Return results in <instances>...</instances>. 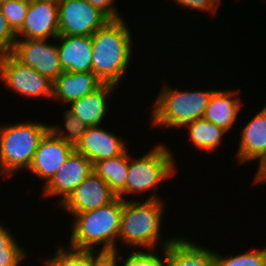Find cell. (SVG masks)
I'll return each instance as SVG.
<instances>
[{"label": "cell", "mask_w": 266, "mask_h": 266, "mask_svg": "<svg viewBox=\"0 0 266 266\" xmlns=\"http://www.w3.org/2000/svg\"><path fill=\"white\" fill-rule=\"evenodd\" d=\"M124 19H110L91 36L92 73L105 84H120L132 59V35Z\"/></svg>", "instance_id": "1"}, {"label": "cell", "mask_w": 266, "mask_h": 266, "mask_svg": "<svg viewBox=\"0 0 266 266\" xmlns=\"http://www.w3.org/2000/svg\"><path fill=\"white\" fill-rule=\"evenodd\" d=\"M123 200L117 197L110 204L74 215L69 246L75 250H118Z\"/></svg>", "instance_id": "2"}, {"label": "cell", "mask_w": 266, "mask_h": 266, "mask_svg": "<svg viewBox=\"0 0 266 266\" xmlns=\"http://www.w3.org/2000/svg\"><path fill=\"white\" fill-rule=\"evenodd\" d=\"M163 202L154 192L144 201L123 200L118 241L125 246H133L135 250H156L161 239Z\"/></svg>", "instance_id": "3"}, {"label": "cell", "mask_w": 266, "mask_h": 266, "mask_svg": "<svg viewBox=\"0 0 266 266\" xmlns=\"http://www.w3.org/2000/svg\"><path fill=\"white\" fill-rule=\"evenodd\" d=\"M49 125L25 121L0 125V176L29 169L40 141Z\"/></svg>", "instance_id": "4"}, {"label": "cell", "mask_w": 266, "mask_h": 266, "mask_svg": "<svg viewBox=\"0 0 266 266\" xmlns=\"http://www.w3.org/2000/svg\"><path fill=\"white\" fill-rule=\"evenodd\" d=\"M212 90L178 91L163 86L153 104L151 121L157 127L177 128L204 117Z\"/></svg>", "instance_id": "5"}, {"label": "cell", "mask_w": 266, "mask_h": 266, "mask_svg": "<svg viewBox=\"0 0 266 266\" xmlns=\"http://www.w3.org/2000/svg\"><path fill=\"white\" fill-rule=\"evenodd\" d=\"M173 152L167 146L156 145L143 156L132 160L129 155L126 194H142L175 174Z\"/></svg>", "instance_id": "6"}, {"label": "cell", "mask_w": 266, "mask_h": 266, "mask_svg": "<svg viewBox=\"0 0 266 266\" xmlns=\"http://www.w3.org/2000/svg\"><path fill=\"white\" fill-rule=\"evenodd\" d=\"M0 80L26 98H52L53 81L22 64L12 54L0 59Z\"/></svg>", "instance_id": "7"}, {"label": "cell", "mask_w": 266, "mask_h": 266, "mask_svg": "<svg viewBox=\"0 0 266 266\" xmlns=\"http://www.w3.org/2000/svg\"><path fill=\"white\" fill-rule=\"evenodd\" d=\"M59 35L92 36L110 18L87 0L58 3Z\"/></svg>", "instance_id": "8"}, {"label": "cell", "mask_w": 266, "mask_h": 266, "mask_svg": "<svg viewBox=\"0 0 266 266\" xmlns=\"http://www.w3.org/2000/svg\"><path fill=\"white\" fill-rule=\"evenodd\" d=\"M48 39H16L12 55L22 64L55 81L63 72L57 44Z\"/></svg>", "instance_id": "9"}, {"label": "cell", "mask_w": 266, "mask_h": 266, "mask_svg": "<svg viewBox=\"0 0 266 266\" xmlns=\"http://www.w3.org/2000/svg\"><path fill=\"white\" fill-rule=\"evenodd\" d=\"M59 36L58 3L30 0L22 29L16 39H53Z\"/></svg>", "instance_id": "10"}, {"label": "cell", "mask_w": 266, "mask_h": 266, "mask_svg": "<svg viewBox=\"0 0 266 266\" xmlns=\"http://www.w3.org/2000/svg\"><path fill=\"white\" fill-rule=\"evenodd\" d=\"M118 196L94 171L60 204L73 216L106 206Z\"/></svg>", "instance_id": "11"}, {"label": "cell", "mask_w": 266, "mask_h": 266, "mask_svg": "<svg viewBox=\"0 0 266 266\" xmlns=\"http://www.w3.org/2000/svg\"><path fill=\"white\" fill-rule=\"evenodd\" d=\"M74 151L75 146L49 130L40 141L28 171L43 179L46 185Z\"/></svg>", "instance_id": "12"}, {"label": "cell", "mask_w": 266, "mask_h": 266, "mask_svg": "<svg viewBox=\"0 0 266 266\" xmlns=\"http://www.w3.org/2000/svg\"><path fill=\"white\" fill-rule=\"evenodd\" d=\"M92 162L74 151L53 178L44 185L43 196L62 195L64 201L91 173Z\"/></svg>", "instance_id": "13"}, {"label": "cell", "mask_w": 266, "mask_h": 266, "mask_svg": "<svg viewBox=\"0 0 266 266\" xmlns=\"http://www.w3.org/2000/svg\"><path fill=\"white\" fill-rule=\"evenodd\" d=\"M160 241L164 253L162 266H216L213 250L198 246L187 238L173 237Z\"/></svg>", "instance_id": "14"}, {"label": "cell", "mask_w": 266, "mask_h": 266, "mask_svg": "<svg viewBox=\"0 0 266 266\" xmlns=\"http://www.w3.org/2000/svg\"><path fill=\"white\" fill-rule=\"evenodd\" d=\"M125 141L101 125L88 127L75 151L87 157L92 164L121 155L126 150Z\"/></svg>", "instance_id": "15"}, {"label": "cell", "mask_w": 266, "mask_h": 266, "mask_svg": "<svg viewBox=\"0 0 266 266\" xmlns=\"http://www.w3.org/2000/svg\"><path fill=\"white\" fill-rule=\"evenodd\" d=\"M55 40L63 71L92 72L91 36L59 35Z\"/></svg>", "instance_id": "16"}, {"label": "cell", "mask_w": 266, "mask_h": 266, "mask_svg": "<svg viewBox=\"0 0 266 266\" xmlns=\"http://www.w3.org/2000/svg\"><path fill=\"white\" fill-rule=\"evenodd\" d=\"M236 159L239 164L260 159L266 154V106L243 127Z\"/></svg>", "instance_id": "17"}, {"label": "cell", "mask_w": 266, "mask_h": 266, "mask_svg": "<svg viewBox=\"0 0 266 266\" xmlns=\"http://www.w3.org/2000/svg\"><path fill=\"white\" fill-rule=\"evenodd\" d=\"M103 82L92 72L63 71L53 82L52 98L70 104L97 90Z\"/></svg>", "instance_id": "18"}, {"label": "cell", "mask_w": 266, "mask_h": 266, "mask_svg": "<svg viewBox=\"0 0 266 266\" xmlns=\"http://www.w3.org/2000/svg\"><path fill=\"white\" fill-rule=\"evenodd\" d=\"M116 87L118 86L103 83L97 90L72 101L68 110L87 127L100 126L108 110L107 98Z\"/></svg>", "instance_id": "19"}, {"label": "cell", "mask_w": 266, "mask_h": 266, "mask_svg": "<svg viewBox=\"0 0 266 266\" xmlns=\"http://www.w3.org/2000/svg\"><path fill=\"white\" fill-rule=\"evenodd\" d=\"M237 90H215L209 99L204 119L229 132L237 122L240 107V98ZM237 97V98H236Z\"/></svg>", "instance_id": "20"}, {"label": "cell", "mask_w": 266, "mask_h": 266, "mask_svg": "<svg viewBox=\"0 0 266 266\" xmlns=\"http://www.w3.org/2000/svg\"><path fill=\"white\" fill-rule=\"evenodd\" d=\"M126 149L121 155L97 161L93 171L99 175L110 189L122 200L126 195V179L128 173L129 154Z\"/></svg>", "instance_id": "21"}, {"label": "cell", "mask_w": 266, "mask_h": 266, "mask_svg": "<svg viewBox=\"0 0 266 266\" xmlns=\"http://www.w3.org/2000/svg\"><path fill=\"white\" fill-rule=\"evenodd\" d=\"M189 130V139L198 149L212 152L223 141L227 131L212 122L201 118L185 125Z\"/></svg>", "instance_id": "22"}, {"label": "cell", "mask_w": 266, "mask_h": 266, "mask_svg": "<svg viewBox=\"0 0 266 266\" xmlns=\"http://www.w3.org/2000/svg\"><path fill=\"white\" fill-rule=\"evenodd\" d=\"M21 247L9 229L0 224V266H20L26 257Z\"/></svg>", "instance_id": "23"}, {"label": "cell", "mask_w": 266, "mask_h": 266, "mask_svg": "<svg viewBox=\"0 0 266 266\" xmlns=\"http://www.w3.org/2000/svg\"><path fill=\"white\" fill-rule=\"evenodd\" d=\"M64 118V126L66 127V130L56 125H50L49 130L56 137L61 138L62 140L70 143L73 146H76L81 140L82 136L85 134L88 127L68 109H66V111L64 112Z\"/></svg>", "instance_id": "24"}, {"label": "cell", "mask_w": 266, "mask_h": 266, "mask_svg": "<svg viewBox=\"0 0 266 266\" xmlns=\"http://www.w3.org/2000/svg\"><path fill=\"white\" fill-rule=\"evenodd\" d=\"M215 253L216 266H266V248L247 251L236 256Z\"/></svg>", "instance_id": "25"}, {"label": "cell", "mask_w": 266, "mask_h": 266, "mask_svg": "<svg viewBox=\"0 0 266 266\" xmlns=\"http://www.w3.org/2000/svg\"><path fill=\"white\" fill-rule=\"evenodd\" d=\"M30 0H6L0 9L10 29L17 34L23 27Z\"/></svg>", "instance_id": "26"}, {"label": "cell", "mask_w": 266, "mask_h": 266, "mask_svg": "<svg viewBox=\"0 0 266 266\" xmlns=\"http://www.w3.org/2000/svg\"><path fill=\"white\" fill-rule=\"evenodd\" d=\"M44 266H91L87 251L60 247L56 254L43 261Z\"/></svg>", "instance_id": "27"}, {"label": "cell", "mask_w": 266, "mask_h": 266, "mask_svg": "<svg viewBox=\"0 0 266 266\" xmlns=\"http://www.w3.org/2000/svg\"><path fill=\"white\" fill-rule=\"evenodd\" d=\"M152 250H134L127 258H124L121 266H162V258L158 257Z\"/></svg>", "instance_id": "28"}, {"label": "cell", "mask_w": 266, "mask_h": 266, "mask_svg": "<svg viewBox=\"0 0 266 266\" xmlns=\"http://www.w3.org/2000/svg\"><path fill=\"white\" fill-rule=\"evenodd\" d=\"M16 34L10 29L0 9V59L12 54Z\"/></svg>", "instance_id": "29"}, {"label": "cell", "mask_w": 266, "mask_h": 266, "mask_svg": "<svg viewBox=\"0 0 266 266\" xmlns=\"http://www.w3.org/2000/svg\"><path fill=\"white\" fill-rule=\"evenodd\" d=\"M118 250H99L87 251V258L91 262V266H118L123 259L118 255ZM96 254V255H95Z\"/></svg>", "instance_id": "30"}, {"label": "cell", "mask_w": 266, "mask_h": 266, "mask_svg": "<svg viewBox=\"0 0 266 266\" xmlns=\"http://www.w3.org/2000/svg\"><path fill=\"white\" fill-rule=\"evenodd\" d=\"M174 1V0H173ZM177 4L186 7L187 9L206 11L215 13L220 4V0H175Z\"/></svg>", "instance_id": "31"}, {"label": "cell", "mask_w": 266, "mask_h": 266, "mask_svg": "<svg viewBox=\"0 0 266 266\" xmlns=\"http://www.w3.org/2000/svg\"><path fill=\"white\" fill-rule=\"evenodd\" d=\"M92 6L99 8L110 19L123 18L114 5L115 0H87Z\"/></svg>", "instance_id": "32"}, {"label": "cell", "mask_w": 266, "mask_h": 266, "mask_svg": "<svg viewBox=\"0 0 266 266\" xmlns=\"http://www.w3.org/2000/svg\"><path fill=\"white\" fill-rule=\"evenodd\" d=\"M257 172L255 173V178L253 184L258 183H265L266 182V154L258 161V168Z\"/></svg>", "instance_id": "33"}, {"label": "cell", "mask_w": 266, "mask_h": 266, "mask_svg": "<svg viewBox=\"0 0 266 266\" xmlns=\"http://www.w3.org/2000/svg\"><path fill=\"white\" fill-rule=\"evenodd\" d=\"M51 1H55V2L59 3V2H61L63 0H51Z\"/></svg>", "instance_id": "34"}]
</instances>
